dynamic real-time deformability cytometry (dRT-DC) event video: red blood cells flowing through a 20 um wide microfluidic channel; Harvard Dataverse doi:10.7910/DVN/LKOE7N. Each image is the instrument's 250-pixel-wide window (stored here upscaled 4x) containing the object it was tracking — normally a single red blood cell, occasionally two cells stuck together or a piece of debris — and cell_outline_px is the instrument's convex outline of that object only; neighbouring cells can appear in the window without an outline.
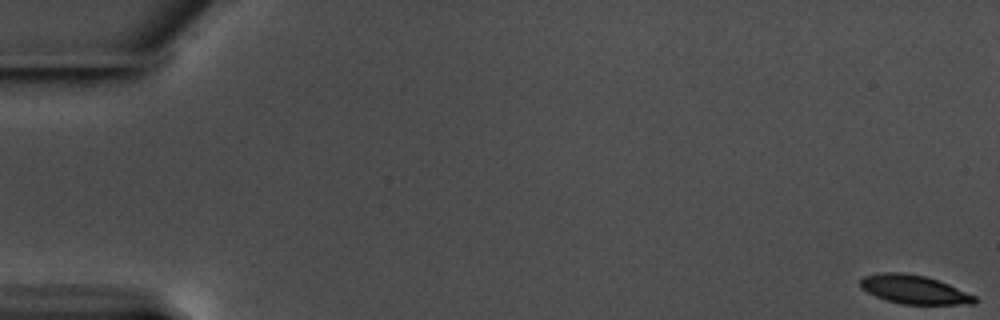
{"species": "common noctule bat (a hibernating species)", "species_latin": "Nyctalus noctula", "temperature_condition": "warm", "stored_images_in_passage": 29, "camera_frame_rate_fps": 3000, "um_per_image_px": 0.085, "animal": {"sex": "male", "body_mass_g": 17.5, "forearm_length_mm": 52.3}, "frame": {"image": 1, "passage_image": 1, "time_ms": 0.0, "image_size_px": [1000, 320], "cell_outline_px": [[976, 304], [900, 304], [876, 296], [860, 288], [860, 280], [864, 276], [884, 272], [900, 272], [924, 276], [948, 284], [976, 296]], "centroid_in_image_um": [77.69, 24.61], "position_along_channel_um": 7.3, "area_um2": 18.9}}
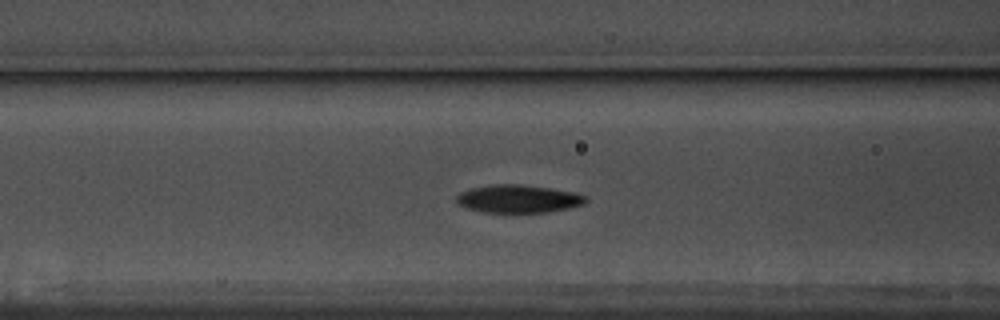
{"frame": {"image": 2, "passage_image": 25, "time_ms": 8.0, "image_size_px": [1000, 320], "cell_outline_px": [[588, 200], [584, 204], [568, 208], [548, 212], [516, 216], [480, 212], [468, 208], [460, 204], [456, 200], [456, 196], [460, 192], [472, 188], [496, 184], [520, 184], [552, 188], [572, 192], [588, 196]], "centroid_in_image_um": [44.07, 16.95], "position_along_channel_um": 122.5, "area_um2": 21.96}}
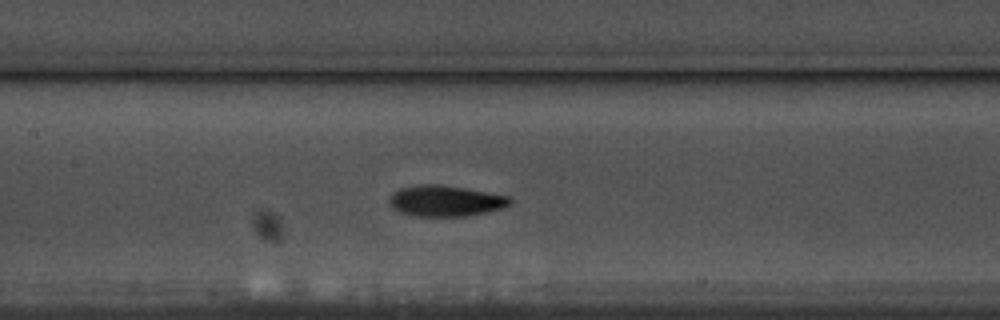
{"frame": {"image": 3, "passage_image": 29, "time_ms": 9.333, "image_size_px": [1000, 320], "cell_outline_px": [[396, 284], [368, 288], [352, 288], [276, 284], [256, 276], [260, 268], [268, 268], [372, 276]], "centroid_in_image_um": [27.19, 23.71], "position_along_channel_um": 180.2, "area_um2": 12.37}}